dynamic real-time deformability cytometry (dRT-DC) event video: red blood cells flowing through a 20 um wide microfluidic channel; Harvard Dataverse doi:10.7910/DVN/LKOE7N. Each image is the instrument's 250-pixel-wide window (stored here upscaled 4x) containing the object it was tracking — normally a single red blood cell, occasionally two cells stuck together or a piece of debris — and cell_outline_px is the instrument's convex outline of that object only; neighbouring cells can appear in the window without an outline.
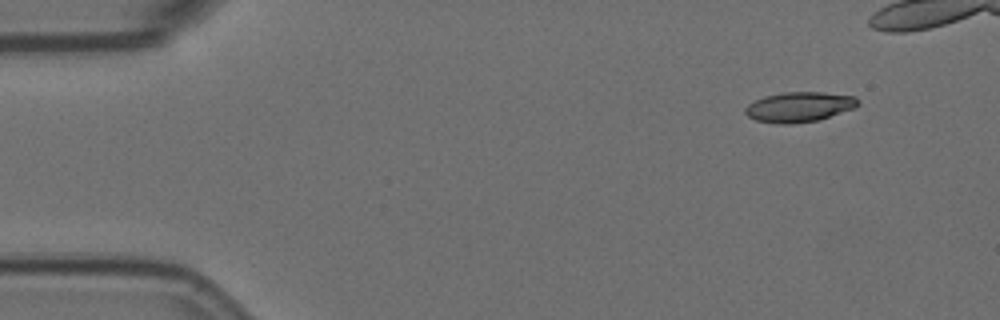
{"species": "Egyptian fruit bat (a non-hibernating species)", "species_latin": "Rousettus aegyptiacus", "temperature_condition": "room temperature", "stored_images_in_passage": 6, "camera_frame_rate_fps": 3000, "um_per_image_px": 0.085, "animal": {"sex": "female"}, "frame": {"image": 1, "passage_image": 1, "time_ms": 0.0, "image_size_px": [1000, 320], "cell_outline_px": [[860, 104], [856, 108], [820, 120], [788, 124], [776, 124], [756, 120], [748, 116], [744, 112], [744, 108], [748, 104], [764, 96], [784, 92], [824, 92], [856, 96], [860, 100]], "centroid_in_image_um": [67.98, 9.09], "position_along_channel_um": 17.0, "area_um2": 20.06}}
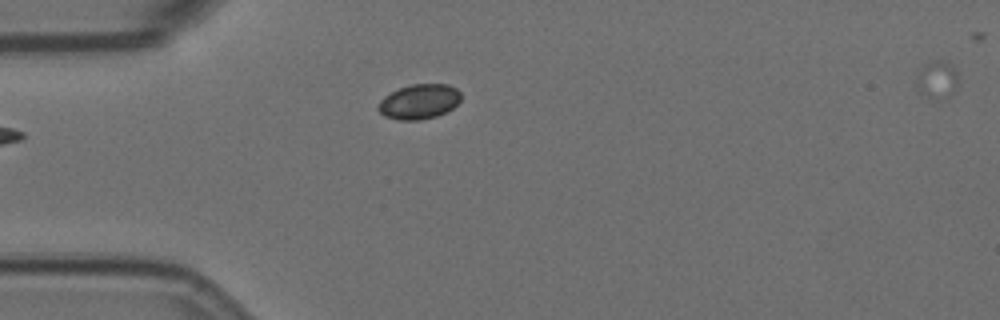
{"frame": {"image": 2, "passage_image": 6, "time_ms": 1.667, "image_size_px": [1000, 320], "cell_outline_px": [[460, 100], [452, 108], [436, 116], [420, 120], [400, 120], [384, 116], [376, 108], [380, 100], [384, 96], [400, 88], [412, 84], [448, 84], [456, 88], [460, 92]], "centroid_in_image_um": [35.61, 8.64], "position_along_channel_um": 49.4, "area_um2": 16.7}}